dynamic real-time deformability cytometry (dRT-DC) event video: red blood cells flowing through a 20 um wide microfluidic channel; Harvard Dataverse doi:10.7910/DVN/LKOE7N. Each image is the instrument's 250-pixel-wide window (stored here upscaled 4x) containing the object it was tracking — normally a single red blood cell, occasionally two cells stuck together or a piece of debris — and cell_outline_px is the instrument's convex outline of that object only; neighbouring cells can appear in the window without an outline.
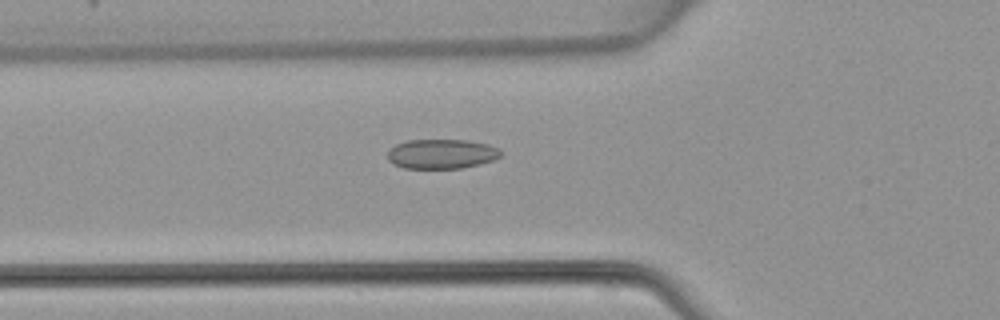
{"species": "common noctule bat (a hibernating species)", "species_latin": "Nyctalus noctula", "temperature_condition": "warm", "stored_images_in_passage": 48, "camera_frame_rate_fps": 3000, "um_per_image_px": 0.085, "animal": {"sex": "female", "body_mass_g": 22.7, "forearm_length_mm": 54.2}, "frame": {"image": 1, "passage_image": 17, "time_ms": 5.333, "image_size_px": [1000, 320], "cell_outline_px": [[504, 152], [500, 156], [492, 160], [480, 164], [460, 168], [404, 168], [392, 164], [388, 160], [388, 148], [396, 144], [408, 140], [468, 140], [488, 144], [500, 148]], "centroid_in_image_um": [37.53, 13.07], "position_along_channel_um": 88.3, "area_um2": 19.71}}
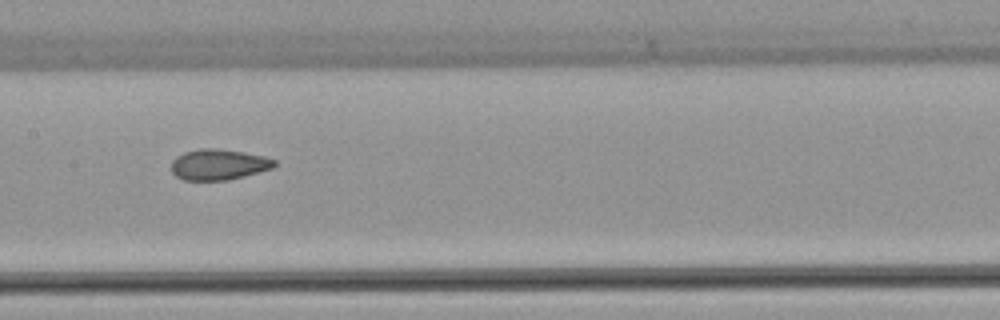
{"frame": {"image": 2, "passage_image": 24, "time_ms": 7.667, "image_size_px": [1000, 320], "cell_outline_px": [[276, 164], [272, 168], [244, 176], [228, 180], [184, 180], [176, 176], [172, 172], [172, 160], [176, 156], [184, 152], [200, 148], [216, 148], [244, 152], [264, 156], [276, 160]], "centroid_in_image_um": [18.57, 13.98], "position_along_channel_um": 188.8, "area_um2": 18.5}}
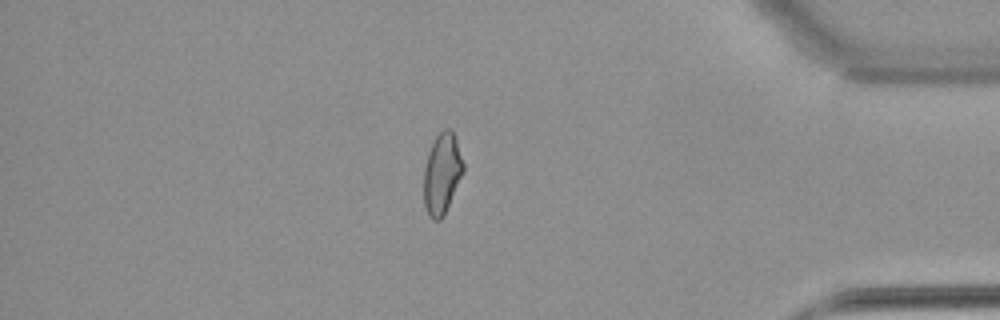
{"frame": {"image": 3, "passage_image": 41, "time_ms": 13.333, "image_size_px": [1000, 320], "cell_outline_px": [[464, 172], [444, 216], [440, 220], [432, 220], [428, 216], [424, 204], [424, 168], [428, 152], [436, 136], [444, 128], [448, 128], [452, 132], [456, 140], [464, 164]], "centroid_in_image_um": [37.57, 14.79], "position_along_channel_um": 397.6, "area_um2": 18.67}}